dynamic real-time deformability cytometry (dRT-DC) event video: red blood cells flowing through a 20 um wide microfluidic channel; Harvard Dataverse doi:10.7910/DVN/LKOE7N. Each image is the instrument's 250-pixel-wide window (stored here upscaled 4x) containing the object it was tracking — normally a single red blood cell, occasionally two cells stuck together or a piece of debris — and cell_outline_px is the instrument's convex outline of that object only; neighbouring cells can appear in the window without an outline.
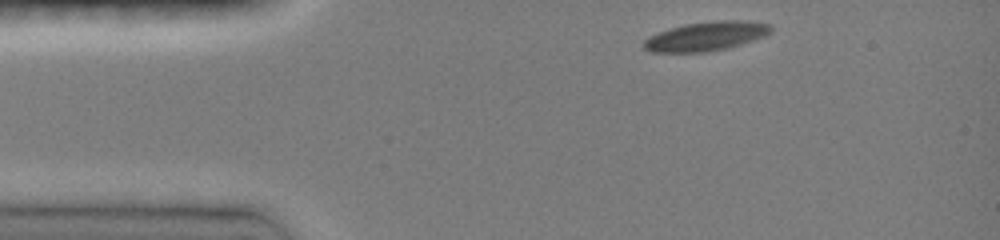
{"species": "common noctule bat (a hibernating species)", "species_latin": "Nyctalus noctula", "temperature_condition": "room temperature", "stored_images_in_passage": 4, "camera_frame_rate_fps": 3000, "um_per_image_px": 0.085, "animal": {"sex": "female", "body_mass_g": 19.0, "forearm_length_mm": 51.5}, "frame": {"image": 1, "passage_image": 1, "time_ms": 0.0, "image_size_px": [1000, 240], "cell_outline_px": [[772, 32], [764, 36], [728, 48], [704, 52], [652, 52], [644, 48], [644, 40], [660, 32], [684, 24], [716, 20], [744, 20], [772, 24]], "centroid_in_image_um": [60.08, 3.07], "position_along_channel_um": 24.9, "area_um2": 21.39}}
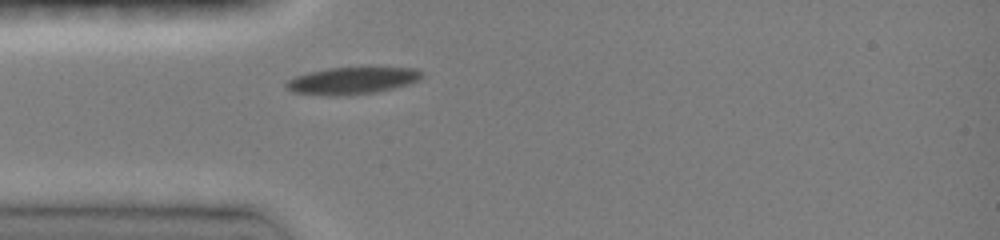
{"frame": {"image": 2, "passage_image": 4, "time_ms": 2.0, "image_size_px": [1000, 240], "cell_outline_px": [[424, 76], [420, 80], [412, 84], [376, 92], [348, 96], [328, 96], [292, 92], [284, 84], [288, 80], [296, 76], [308, 72], [328, 68], [416, 68]], "centroid_in_image_um": [29.94, 6.87], "position_along_channel_um": 55.1, "area_um2": 21.5}}